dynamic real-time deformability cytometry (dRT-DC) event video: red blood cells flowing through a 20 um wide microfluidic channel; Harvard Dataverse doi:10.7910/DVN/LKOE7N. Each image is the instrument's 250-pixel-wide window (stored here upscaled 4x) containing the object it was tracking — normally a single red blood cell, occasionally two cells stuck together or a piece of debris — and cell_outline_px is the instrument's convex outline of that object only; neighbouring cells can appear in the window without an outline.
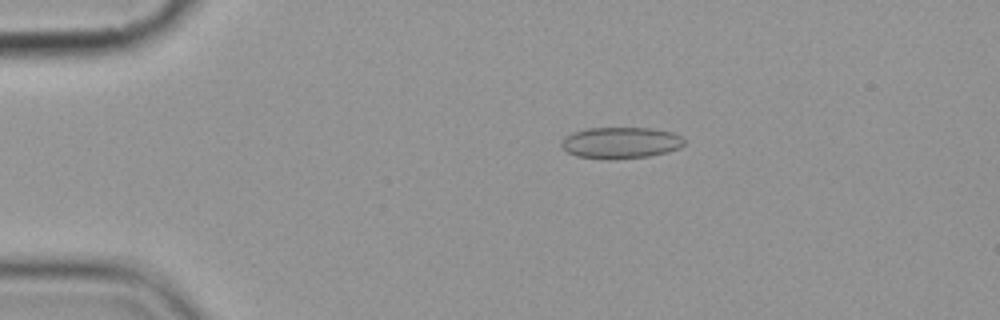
{"species": "common noctule bat (a hibernating species)", "species_latin": "Nyctalus noctula", "temperature_condition": "cold", "stored_images_in_passage": 8, "camera_frame_rate_fps": 3000, "um_per_image_px": 0.085, "animal": {"sex": "female", "body_mass_g": 19.9}, "frame": {"image": 1, "passage_image": 3, "time_ms": 3.0, "image_size_px": [1000, 320], "cell_outline_px": [[684, 144], [680, 148], [668, 152], [648, 156], [608, 160], [576, 156], [568, 152], [560, 144], [564, 136], [572, 132], [588, 128], [652, 128], [672, 132], [680, 136], [684, 140]], "centroid_in_image_um": [52.74, 12.14], "position_along_channel_um": 32.3, "area_um2": 22.6}}
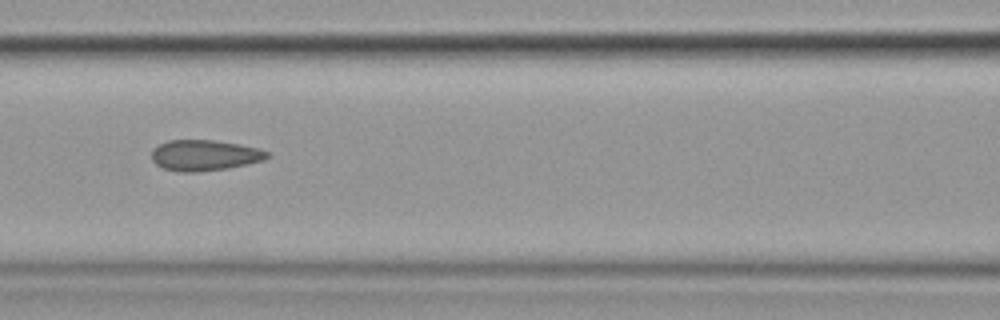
{"frame": {"image": 2, "passage_image": 7, "time_ms": 7.667, "image_size_px": [1000, 320], "cell_outline_px": [[268, 156], [264, 160], [228, 168], [200, 172], [180, 172], [164, 168], [156, 164], [152, 160], [152, 148], [168, 140], [216, 140], [240, 144], [260, 148], [268, 152]], "centroid_in_image_um": [17.38, 13.19], "position_along_channel_um": 149.2, "area_um2": 20.81}}
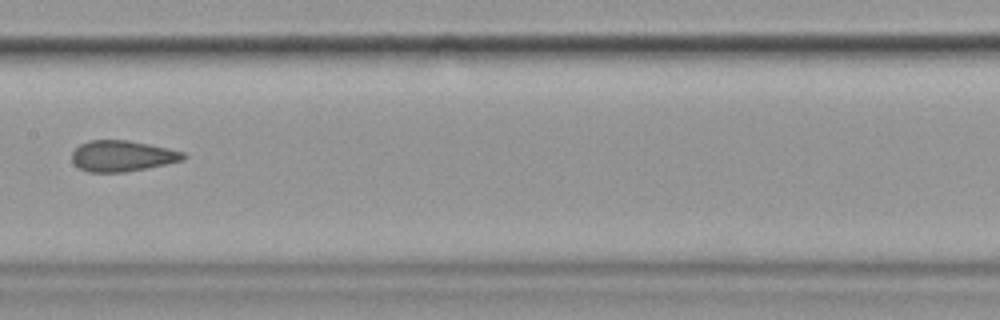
{"frame": {"image": 3, "passage_image": 8, "time_ms": 9.0, "image_size_px": [1000, 320], "cell_outline_px": [[188, 156], [184, 160], [148, 168], [124, 172], [88, 172], [80, 168], [72, 160], [72, 152], [80, 144], [88, 140], [128, 140], [168, 148], [184, 152]], "centroid_in_image_um": [10.41, 13.25], "position_along_channel_um": 197.0, "area_um2": 20.11}}